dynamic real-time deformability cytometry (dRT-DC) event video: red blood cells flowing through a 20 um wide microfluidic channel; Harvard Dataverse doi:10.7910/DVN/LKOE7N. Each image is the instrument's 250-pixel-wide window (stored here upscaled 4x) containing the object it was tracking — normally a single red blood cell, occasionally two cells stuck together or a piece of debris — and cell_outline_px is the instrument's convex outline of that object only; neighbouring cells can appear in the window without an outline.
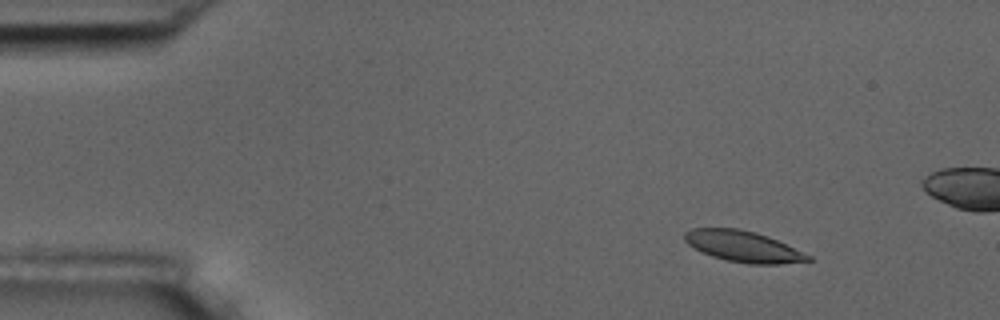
{"species": "common noctule bat (a hibernating species)", "species_latin": "Nyctalus noctula", "temperature_condition": "room temperature", "stored_images_in_passage": 5, "camera_frame_rate_fps": 3000, "um_per_image_px": 0.085, "animal": {"sex": "male", "body_mass_g": 17.5, "forearm_length_mm": 52.3}, "frame": {"image": 1, "passage_image": 2, "time_ms": 1.0, "image_size_px": [1000, 320], "cell_outline_px": [[812, 260], [780, 264], [748, 264], [728, 260], [712, 256], [700, 252], [688, 244], [684, 240], [684, 232], [692, 228], [740, 228], [756, 232], [768, 236], [812, 256]], "centroid_in_image_um": [63.15, 20.94], "position_along_channel_um": 21.9, "area_um2": 22.37}}